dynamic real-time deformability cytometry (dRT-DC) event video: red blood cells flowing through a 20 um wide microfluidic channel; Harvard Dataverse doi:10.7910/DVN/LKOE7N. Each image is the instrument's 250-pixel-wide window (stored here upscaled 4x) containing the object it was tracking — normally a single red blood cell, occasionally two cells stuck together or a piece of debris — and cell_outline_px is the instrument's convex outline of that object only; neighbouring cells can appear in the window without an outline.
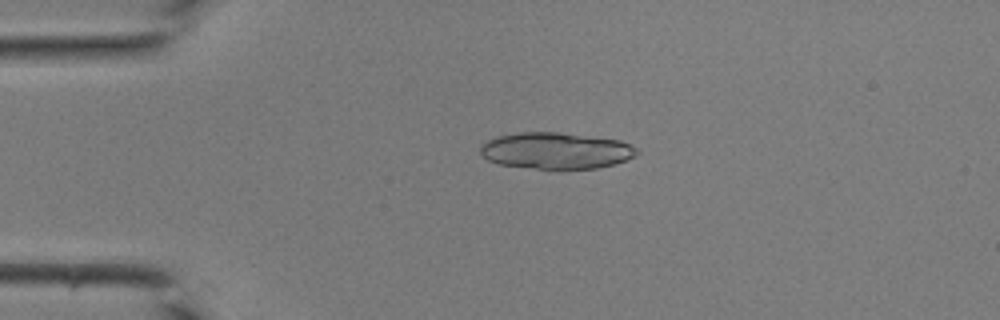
{"species": "common noctule bat (a hibernating species)", "species_latin": "Nyctalus noctula", "temperature_condition": "room temperature", "stored_images_in_passage": 10, "camera_frame_rate_fps": 3000, "um_per_image_px": 0.085, "animal": {"sex": "male", "body_mass_g": 19.0, "forearm_length_mm": 50.8}, "frame": {"image": 1, "passage_image": 4, "time_ms": 1.0, "image_size_px": [1000, 320], "cell_outline_px": [[640, 152], [636, 156], [612, 164], [596, 168], [560, 172], [556, 172], [500, 164], [488, 160], [480, 152], [480, 144], [496, 136], [520, 132], [560, 132], [620, 140], [632, 144]], "centroid_in_image_um": [47.26, 12.84], "position_along_channel_um": 37.7, "area_um2": 34.22}}